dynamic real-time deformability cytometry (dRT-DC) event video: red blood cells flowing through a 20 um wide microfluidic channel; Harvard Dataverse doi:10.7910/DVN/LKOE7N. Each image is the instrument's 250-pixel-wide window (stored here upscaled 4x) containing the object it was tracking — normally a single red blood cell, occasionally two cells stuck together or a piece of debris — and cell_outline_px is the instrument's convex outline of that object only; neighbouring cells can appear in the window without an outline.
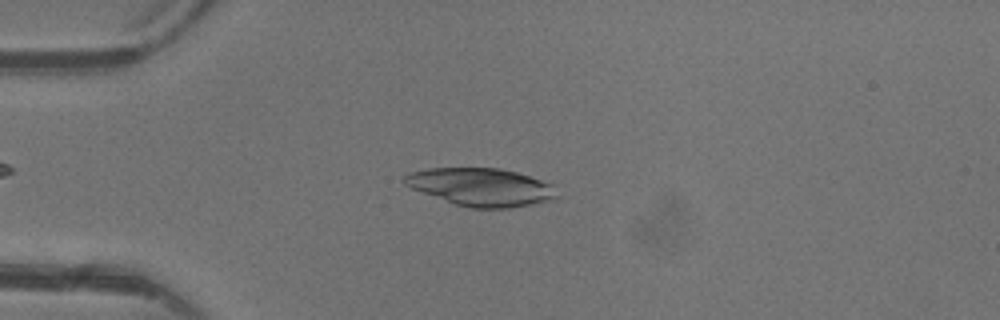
{"species": "common noctule bat (a hibernating species)", "species_latin": "Nyctalus noctula", "temperature_condition": "warm", "stored_images_in_passage": 4, "camera_frame_rate_fps": 3000, "um_per_image_px": 0.085, "animal": {"sex": "female"}, "frame": {"image": 1, "passage_image": 4, "time_ms": 3.667, "image_size_px": [1000, 320], "cell_outline_px": [[556, 200], [508, 208], [472, 208], [456, 204], [412, 188], [404, 184], [404, 176], [408, 172], [428, 168], [500, 168], [516, 172], [556, 184]], "centroid_in_image_um": [40.95, 15.89], "position_along_channel_um": 44.1, "area_um2": 33.64}}